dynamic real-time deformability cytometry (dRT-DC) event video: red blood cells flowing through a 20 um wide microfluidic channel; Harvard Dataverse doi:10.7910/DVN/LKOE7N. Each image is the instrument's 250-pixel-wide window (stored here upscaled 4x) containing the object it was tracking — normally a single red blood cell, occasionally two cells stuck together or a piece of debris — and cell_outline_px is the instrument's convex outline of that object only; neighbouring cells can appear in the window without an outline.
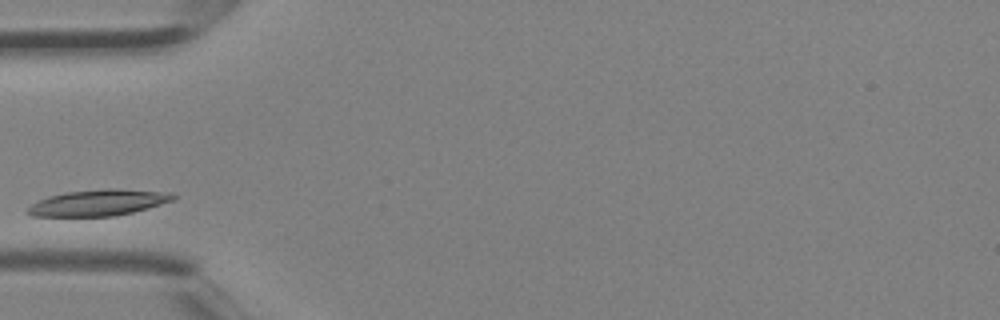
{"species": "Egyptian fruit bat (a non-hibernating species)", "species_latin": "Rousettus aegyptiacus", "temperature_condition": "room temperature", "stored_images_in_passage": 3, "camera_frame_rate_fps": 3000, "um_per_image_px": 0.085, "animal": {"sex": "female"}, "frame": {"image": 1, "passage_image": 3, "time_ms": 0.667, "image_size_px": [1000, 320], "cell_outline_px": [[176, 196], [172, 200], [148, 208], [132, 212], [112, 216], [32, 216], [28, 212], [28, 208], [32, 204], [48, 196], [68, 192], [108, 188], [120, 188], [172, 192]], "centroid_in_image_um": [8.41, 17.21], "position_along_channel_um": 76.6, "area_um2": 22.02}}